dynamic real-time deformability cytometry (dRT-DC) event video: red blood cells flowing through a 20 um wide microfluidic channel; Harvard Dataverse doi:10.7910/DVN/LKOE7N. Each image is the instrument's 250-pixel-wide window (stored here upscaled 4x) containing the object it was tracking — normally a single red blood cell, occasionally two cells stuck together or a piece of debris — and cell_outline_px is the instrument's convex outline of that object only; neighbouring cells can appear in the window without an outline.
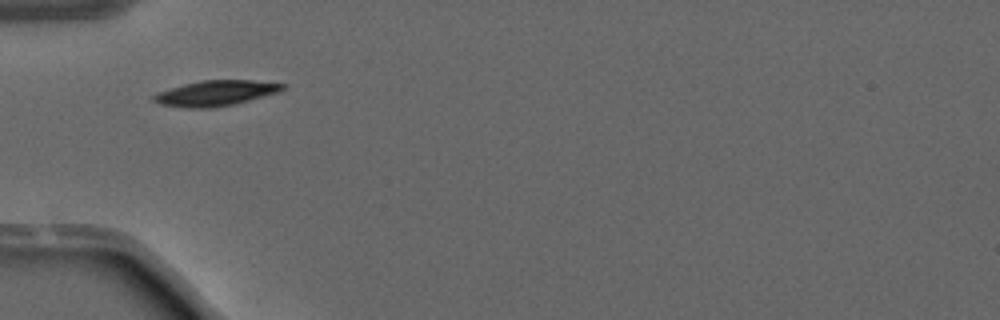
{"species": "common noctule bat (a hibernating species)", "species_latin": "Nyctalus noctula", "temperature_condition": "warm", "stored_images_in_passage": 4, "camera_frame_rate_fps": 3000, "um_per_image_px": 0.085, "animal": {"sex": "male", "forearm_length_mm": 52.5}, "frame": {"image": 1, "passage_image": 1, "time_ms": 0.0, "image_size_px": [1000, 320], "cell_outline_px": [[284, 88], [280, 92], [236, 104], [212, 108], [188, 108], [160, 104], [152, 100], [152, 96], [156, 92], [184, 84], [204, 80], [252, 80], [284, 84]], "centroid_in_image_um": [18.32, 7.93], "position_along_channel_um": 66.7, "area_um2": 19.13}}